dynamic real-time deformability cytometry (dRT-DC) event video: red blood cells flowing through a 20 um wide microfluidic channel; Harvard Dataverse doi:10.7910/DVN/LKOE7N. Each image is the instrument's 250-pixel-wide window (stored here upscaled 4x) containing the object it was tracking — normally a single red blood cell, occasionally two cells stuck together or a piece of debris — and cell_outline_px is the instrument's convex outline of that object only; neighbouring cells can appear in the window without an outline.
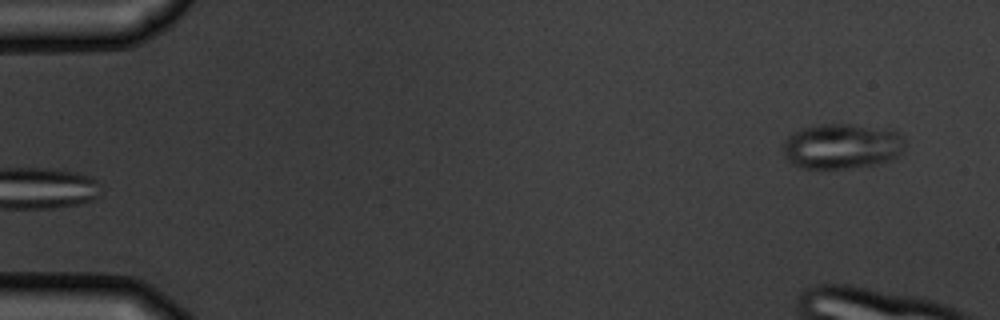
{"species": "common noctule bat (a hibernating species)", "species_latin": "Nyctalus noctula", "temperature_condition": "warm", "stored_images_in_passage": 5, "camera_frame_rate_fps": 3000, "um_per_image_px": 0.085, "animal": {"sex": "male", "body_mass_g": 19.5, "forearm_length_mm": 54.6}, "frame": {"image": 1, "passage_image": 5, "time_ms": 4.667, "image_size_px": [1000, 320], "cell_outline_px": [[904, 148], [896, 156], [888, 160], [876, 164], [844, 168], [800, 168], [788, 160], [784, 156], [784, 140], [792, 132], [804, 128], [820, 124], [852, 124], [896, 132], [904, 140]], "centroid_in_image_um": [71.5, 12.43], "position_along_channel_um": 13.5, "area_um2": 31.62}}